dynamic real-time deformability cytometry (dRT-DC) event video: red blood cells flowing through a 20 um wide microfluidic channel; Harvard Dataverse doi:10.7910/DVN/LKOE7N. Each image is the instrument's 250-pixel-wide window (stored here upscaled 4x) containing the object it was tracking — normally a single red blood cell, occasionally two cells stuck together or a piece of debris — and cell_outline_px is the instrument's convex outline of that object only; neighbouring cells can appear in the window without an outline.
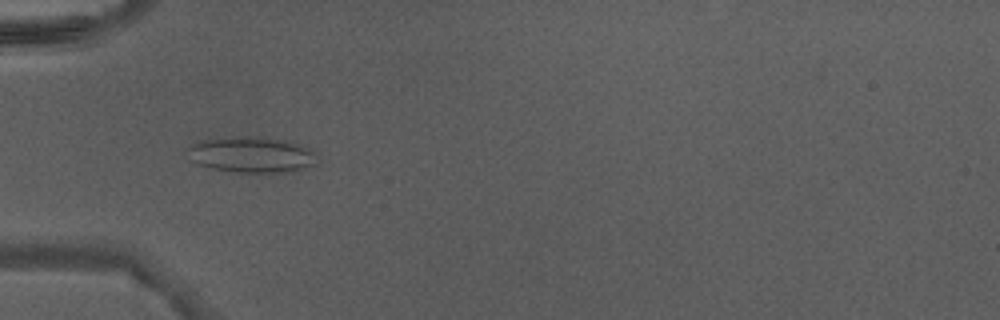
{"species": "Egyptian fruit bat (a non-hibernating species)", "species_latin": "Rousettus aegyptiacus", "temperature_condition": "warm", "stored_images_in_passage": 8, "camera_frame_rate_fps": 3000, "um_per_image_px": 0.085, "animal": {"sex": "male"}, "frame": {"image": 1, "passage_image": 3, "time_ms": 0.667, "image_size_px": [1000, 320], "cell_outline_px": [[316, 164], [292, 172], [228, 172], [196, 164], [192, 160], [188, 148], [192, 144], [200, 140], [240, 136], [256, 136], [288, 140], [316, 152]], "centroid_in_image_um": [21.4, 13.15], "position_along_channel_um": 63.6, "area_um2": 27.17}}